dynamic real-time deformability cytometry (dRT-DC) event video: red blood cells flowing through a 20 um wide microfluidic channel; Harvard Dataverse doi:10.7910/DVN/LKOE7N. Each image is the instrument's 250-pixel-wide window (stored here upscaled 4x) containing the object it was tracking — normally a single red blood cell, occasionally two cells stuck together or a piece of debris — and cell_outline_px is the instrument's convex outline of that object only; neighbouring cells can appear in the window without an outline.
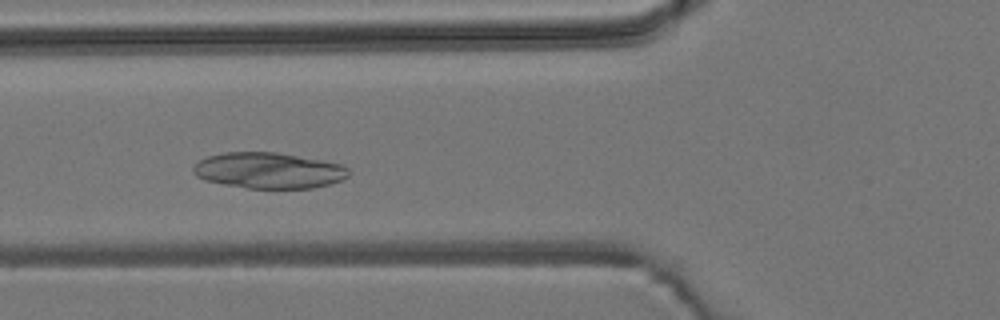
{"species": "common noctule bat (a hibernating species)", "species_latin": "Nyctalus noctula", "temperature_condition": "room temperature", "stored_images_in_passage": 7, "camera_frame_rate_fps": 3000, "um_per_image_px": 0.085, "animal": {"sex": "male", "body_mass_g": 19.2, "forearm_length_mm": 51.8}, "frame": {"image": 1, "passage_image": 4, "time_ms": 3.333, "image_size_px": [1000, 320], "cell_outline_px": [[348, 176], [332, 184], [312, 188], [248, 188], [224, 184], [204, 180], [196, 176], [192, 172], [192, 168], [200, 160], [208, 156], [224, 152], [276, 152], [344, 164], [348, 168]], "centroid_in_image_um": [22.84, 14.49], "position_along_channel_um": 103.0, "area_um2": 32.54}}
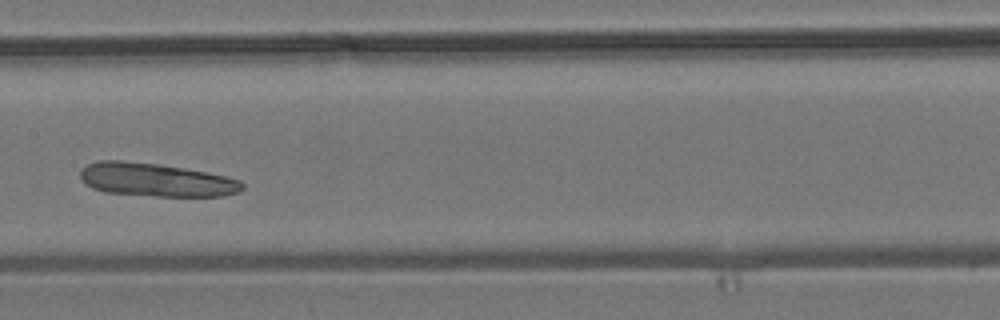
{"frame": {"image": 2, "passage_image": 6, "time_ms": 5.667, "image_size_px": [1000, 320], "cell_outline_px": [[244, 188], [236, 192], [224, 196], [156, 196], [104, 192], [92, 188], [84, 184], [80, 176], [80, 168], [88, 164], [100, 160], [120, 160], [156, 164], [208, 172], [240, 180], [244, 184]], "centroid_in_image_um": [13.22, 15.29], "position_along_channel_um": 194.2, "area_um2": 31.44}}
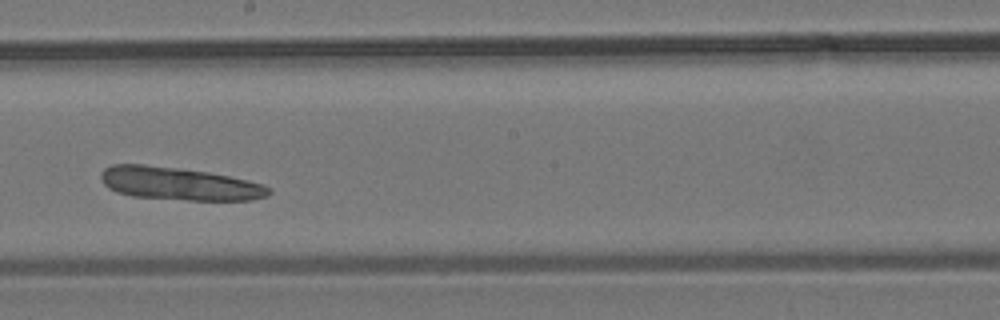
{"frame": {"image": 3, "passage_image": 7, "time_ms": 6.667, "image_size_px": [1000, 320], "cell_outline_px": [[272, 192], [268, 196], [252, 200], [188, 200], [132, 196], [116, 192], [108, 188], [104, 184], [100, 176], [100, 172], [104, 168], [112, 164], [144, 164], [208, 172], [248, 180], [264, 184]], "centroid_in_image_um": [15.21, 15.61], "position_along_channel_um": 233.0, "area_um2": 32.19}}